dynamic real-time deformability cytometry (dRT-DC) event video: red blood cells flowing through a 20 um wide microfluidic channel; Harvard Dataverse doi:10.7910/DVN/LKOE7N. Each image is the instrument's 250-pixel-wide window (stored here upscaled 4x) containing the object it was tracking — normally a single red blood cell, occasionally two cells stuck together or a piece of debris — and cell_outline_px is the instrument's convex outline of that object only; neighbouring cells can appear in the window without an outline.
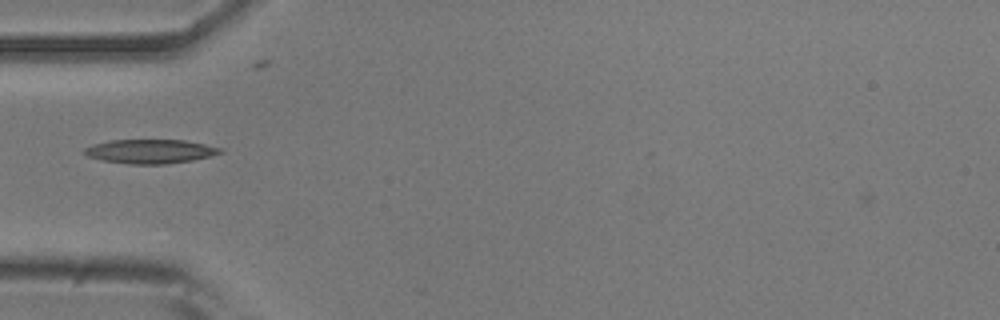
{"species": "common noctule bat (a hibernating species)", "species_latin": "Nyctalus noctula", "temperature_condition": "room temperature", "stored_images_in_passage": 41, "camera_frame_rate_fps": 3000, "um_per_image_px": 0.085, "animal": {"sex": "male", "body_mass_g": 20.5, "forearm_length_mm": 52.5}, "frame": {"image": 1, "passage_image": 6, "time_ms": 1.667, "image_size_px": [1000, 320], "cell_outline_px": [[224, 152], [212, 156], [192, 160], [168, 164], [128, 164], [104, 160], [88, 156], [80, 152], [84, 148], [92, 144], [112, 140], [184, 140], [224, 148]], "centroid_in_image_um": [12.79, 12.87], "position_along_channel_um": 72.2, "area_um2": 19.19}}
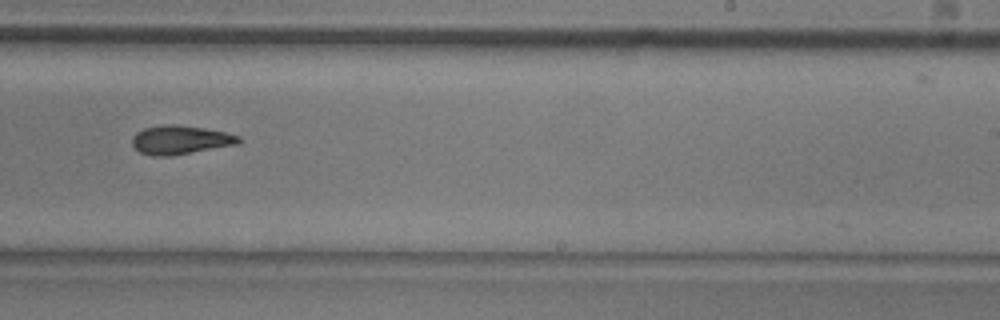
{"frame": {"image": 2, "passage_image": 22, "time_ms": 7.0, "image_size_px": [1000, 320], "cell_outline_px": [[240, 144], [172, 156], [152, 156], [140, 152], [132, 144], [132, 136], [136, 132], [144, 128], [164, 124], [176, 124], [204, 128], [224, 132], [240, 136]], "centroid_in_image_um": [15.33, 11.89], "position_along_channel_um": 273.7, "area_um2": 18.03}}
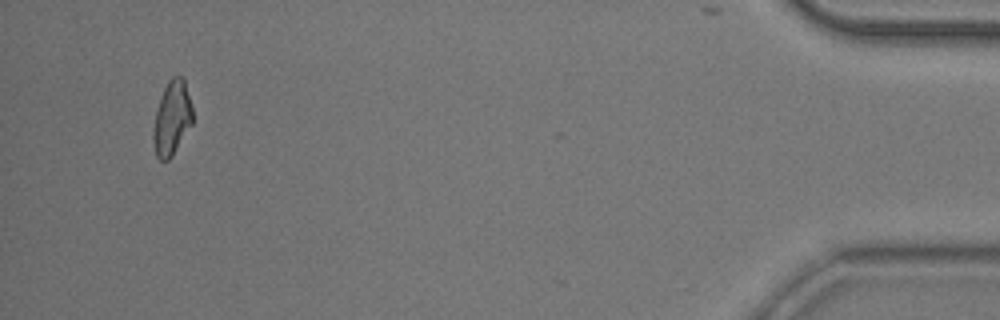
{"frame": {"image": 3, "passage_image": 40, "time_ms": 13.0, "image_size_px": [1000, 320], "cell_outline_px": [[192, 124], [172, 156], [168, 160], [160, 160], [156, 156], [152, 136], [152, 132], [156, 112], [164, 88], [168, 80], [172, 76], [184, 76], [192, 108]], "centroid_in_image_um": [14.62, 10.03], "position_along_channel_um": 420.6, "area_um2": 16.94}, "authors_computed_cell_mechanics": {"area_um2": 17.4556, "velocity_mm_per_s": 3.7516, "shape_relaxation_time_tau1_ms": 5.0932, "shape_relaxation_time_tau2_ms": 2.9545, "deformation_change_tau1": 0.161, "deformation_change_tau2": 0.0996}}